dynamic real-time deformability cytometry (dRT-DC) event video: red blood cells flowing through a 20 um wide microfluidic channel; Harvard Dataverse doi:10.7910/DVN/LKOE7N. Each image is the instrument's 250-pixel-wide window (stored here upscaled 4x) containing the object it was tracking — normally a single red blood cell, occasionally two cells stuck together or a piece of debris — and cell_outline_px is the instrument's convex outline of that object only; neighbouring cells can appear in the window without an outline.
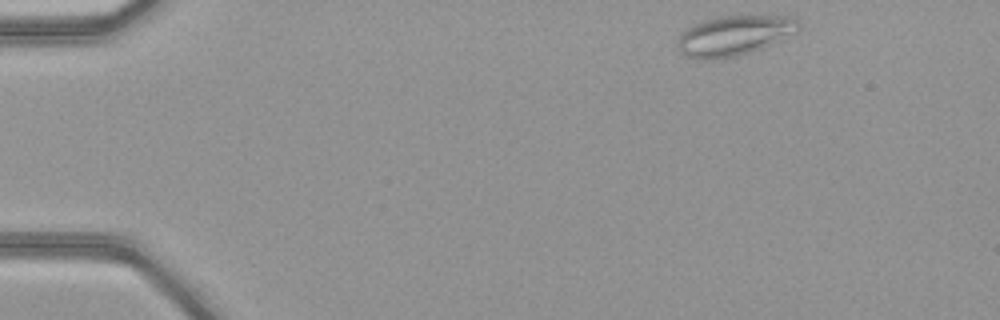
{"species": "common noctule bat (a hibernating species)", "species_latin": "Nyctalus noctula", "temperature_condition": "warm", "stored_images_in_passage": 45, "camera_frame_rate_fps": 3000, "um_per_image_px": 0.085, "animal": {"sex": "female", "body_mass_g": 21.9}, "frame": {"image": 1, "passage_image": 1, "time_ms": 0.0, "image_size_px": [1000, 320], "cell_outline_px": [[800, 28], [796, 32], [760, 48], [736, 56], [704, 60], [684, 56], [676, 48], [676, 40], [688, 28], [704, 20], [720, 16], [792, 16], [800, 24]], "centroid_in_image_um": [62.36, 3.02], "position_along_channel_um": 22.6, "area_um2": 27.8}}
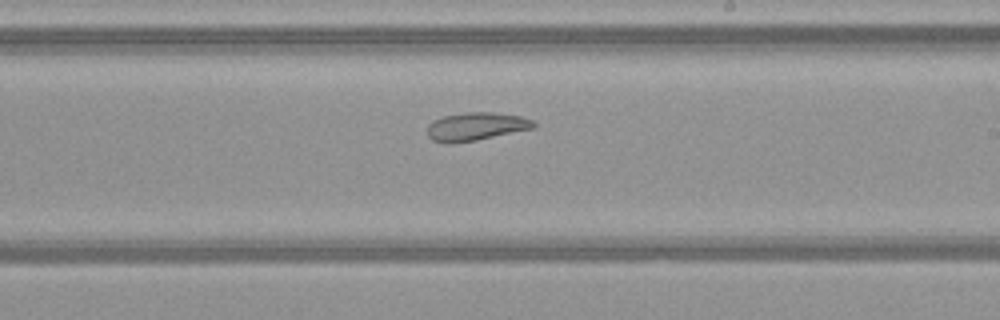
{"frame": {"image": 2, "passage_image": 25, "time_ms": 8.0, "image_size_px": [1000, 320], "cell_outline_px": [[536, 124], [532, 128], [476, 140], [452, 144], [448, 144], [432, 140], [428, 136], [428, 124], [432, 120], [444, 116], [468, 112], [492, 112], [520, 116], [532, 120]], "centroid_in_image_um": [40.4, 10.75], "position_along_channel_um": 248.6, "area_um2": 17.28}}
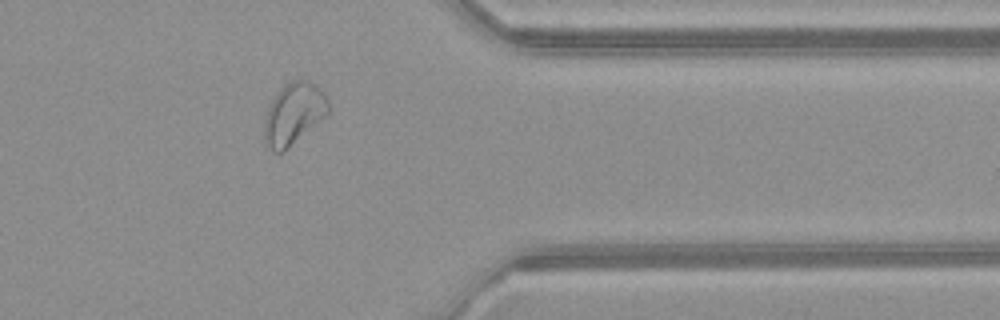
{"frame": {"image": 3, "passage_image": 36, "time_ms": 11.667, "image_size_px": [1000, 320], "cell_outline_px": [[328, 112], [324, 116], [284, 152], [272, 152], [264, 140], [264, 120], [268, 108], [272, 100], [292, 80], [308, 80], [316, 84], [324, 92], [328, 100]], "centroid_in_image_um": [24.96, 9.69], "position_along_channel_um": 386.4, "area_um2": 22.48}, "authors_computed_cell_mechanics": {"area_um2": 22.4842, "velocity_mm_per_s": 4.0653, "shape_relaxation_time_tau1_ms": null, "shape_relaxation_time_tau2_ms": 4.5816, "deformation_change_tau1": null, "deformation_change_tau2": 0.1281}}